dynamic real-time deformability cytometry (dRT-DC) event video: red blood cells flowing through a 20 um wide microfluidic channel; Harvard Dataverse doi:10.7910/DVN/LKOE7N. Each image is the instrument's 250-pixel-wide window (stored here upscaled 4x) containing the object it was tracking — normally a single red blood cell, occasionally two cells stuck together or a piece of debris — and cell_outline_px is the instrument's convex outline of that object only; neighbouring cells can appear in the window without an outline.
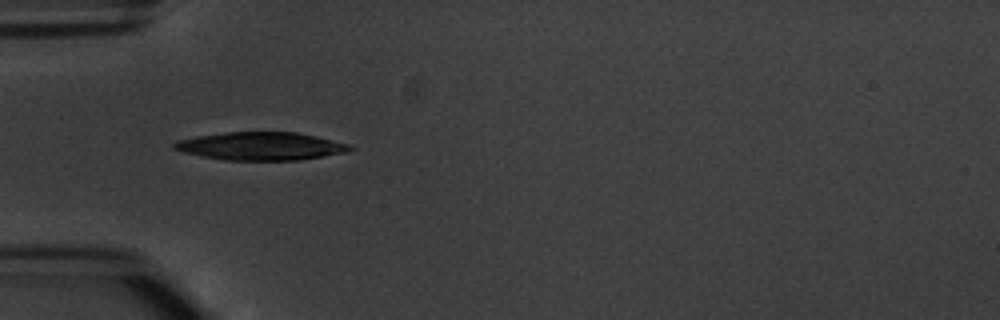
{"species": "common noctule bat (a hibernating species)", "species_latin": "Nyctalus noctula", "temperature_condition": "warm", "stored_images_in_passage": 1, "camera_frame_rate_fps": 3000, "um_per_image_px": 0.085, "animal": {"sex": "male", "body_mass_g": 20.1, "forearm_length_mm": 53.5}, "frame": {"image": 1, "passage_image": 1, "time_ms": 0.0, "image_size_px": [1000, 320], "cell_outline_px": [[356, 148], [348, 152], [300, 160], [224, 160], [184, 152], [172, 148], [172, 144], [176, 140], [196, 136], [228, 132], [296, 132], [316, 136], [348, 144]], "centroid_in_image_um": [22.18, 12.42], "position_along_channel_um": 62.8, "area_um2": 28.67}}